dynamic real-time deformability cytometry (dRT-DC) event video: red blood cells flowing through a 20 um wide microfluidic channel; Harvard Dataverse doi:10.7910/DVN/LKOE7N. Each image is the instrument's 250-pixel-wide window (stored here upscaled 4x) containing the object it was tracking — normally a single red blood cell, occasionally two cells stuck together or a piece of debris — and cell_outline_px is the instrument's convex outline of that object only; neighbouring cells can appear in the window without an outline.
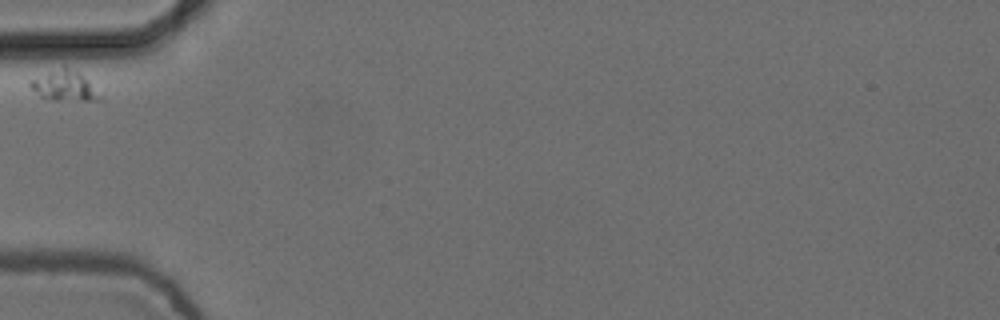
{"species": "common noctule bat (a hibernating species)", "species_latin": "Nyctalus noctula", "temperature_condition": "cold", "stored_images_in_passage": 4, "camera_frame_rate_fps": 3000, "um_per_image_px": 0.085, "animal": {"sex": "female", "body_mass_g": 24.6, "forearm_length_mm": 56.2}, "frame": {"image": 1, "passage_image": 1, "time_ms": 0.0, "image_size_px": [1000, 320], "cell_outline_px": [[104, 100], [44, 100], [28, 88], [28, 84], [32, 80], [64, 64], [76, 72], [104, 96]], "centroid_in_image_um": [5.43, 7.32], "position_along_channel_um": 79.6, "area_um2": 12.31}}
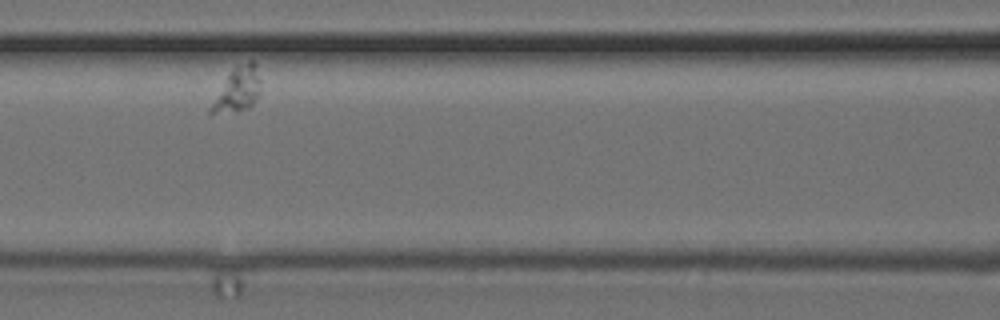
{"frame": {"image": 2, "passage_image": 3, "time_ms": 0.667, "image_size_px": [1000, 320], "cell_outline_px": [[260, 96], [248, 108], [212, 112], [208, 112], [208, 108], [232, 68], [236, 64], [248, 60], [252, 60], [256, 64], [260, 80]], "centroid_in_image_um": [20.24, 7.53], "position_along_channel_um": 146.4, "area_um2": 12.54}}